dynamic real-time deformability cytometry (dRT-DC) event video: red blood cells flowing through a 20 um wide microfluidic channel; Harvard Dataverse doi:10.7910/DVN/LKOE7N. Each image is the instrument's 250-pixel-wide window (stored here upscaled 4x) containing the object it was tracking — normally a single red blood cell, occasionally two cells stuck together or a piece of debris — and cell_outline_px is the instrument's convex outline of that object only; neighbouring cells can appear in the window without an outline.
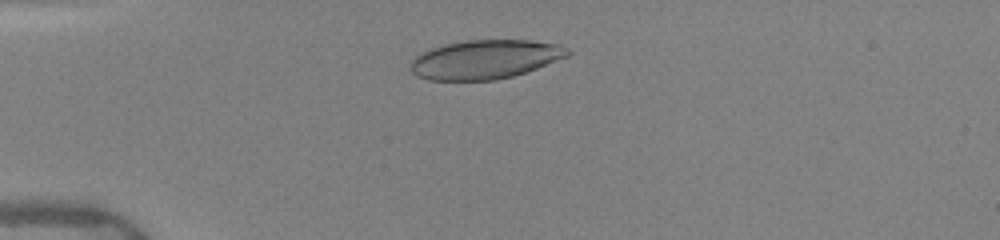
{"species": "human", "species_latin": "Homo sapiens", "temperature_condition": "warm", "stored_images_in_passage": 38, "camera_frame_rate_fps": 3000, "um_per_image_px": 0.085, "donor": {"sex": "female"}, "frame": {"image": 1, "passage_image": 1, "time_ms": 0.0, "image_size_px": [1000, 240], "cell_outline_px": [[572, 52], [568, 56], [536, 68], [512, 76], [496, 80], [428, 80], [416, 76], [412, 72], [412, 60], [420, 52], [444, 44], [464, 40], [532, 40], [560, 44], [568, 48]], "centroid_in_image_um": [41.24, 5.04], "position_along_channel_um": 43.8, "area_um2": 35.72}}
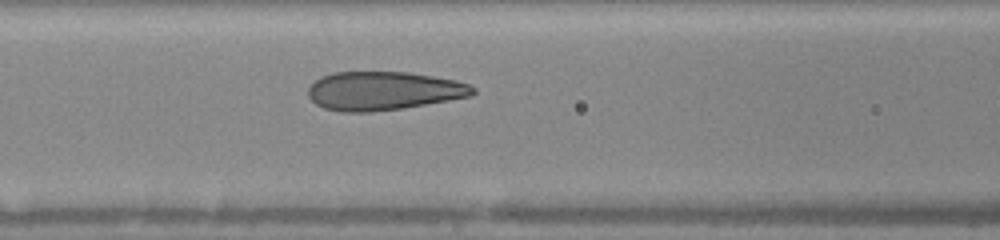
{"frame": {"image": 2, "passage_image": 10, "time_ms": 3.0, "image_size_px": [1000, 240], "cell_outline_px": [[476, 92], [472, 96], [400, 108], [368, 112], [340, 112], [324, 108], [316, 104], [308, 96], [308, 88], [316, 80], [332, 72], [408, 72], [456, 80], [468, 84], [476, 88]], "centroid_in_image_um": [32.59, 7.72], "position_along_channel_um": 134.0, "area_um2": 36.88}}
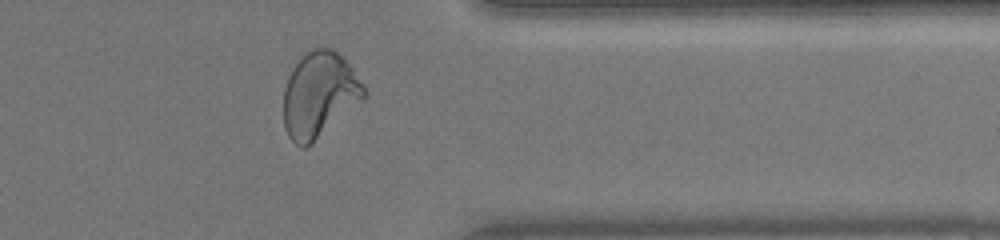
{"frame": {"image": 3, "passage_image": 29, "time_ms": 9.333, "image_size_px": [1000, 240], "cell_outline_px": [[368, 92], [364, 96], [312, 144], [304, 148], [300, 148], [288, 136], [284, 128], [284, 88], [288, 76], [300, 52], [312, 48], [332, 48], [352, 68], [364, 84]], "centroid_in_image_um": [27.09, 8.02], "position_along_channel_um": 384.3, "area_um2": 39.94}, "authors_computed_cell_mechanics": {"area_um2": 37.6278, "velocity_mm_per_s": 4.0439, "shape_relaxation_time_tau1_ms": 5.7678, "shape_relaxation_time_tau2_ms": 0.6297, "deformation_change_tau1": 0.2266, "deformation_change_tau2": 0.0777}}